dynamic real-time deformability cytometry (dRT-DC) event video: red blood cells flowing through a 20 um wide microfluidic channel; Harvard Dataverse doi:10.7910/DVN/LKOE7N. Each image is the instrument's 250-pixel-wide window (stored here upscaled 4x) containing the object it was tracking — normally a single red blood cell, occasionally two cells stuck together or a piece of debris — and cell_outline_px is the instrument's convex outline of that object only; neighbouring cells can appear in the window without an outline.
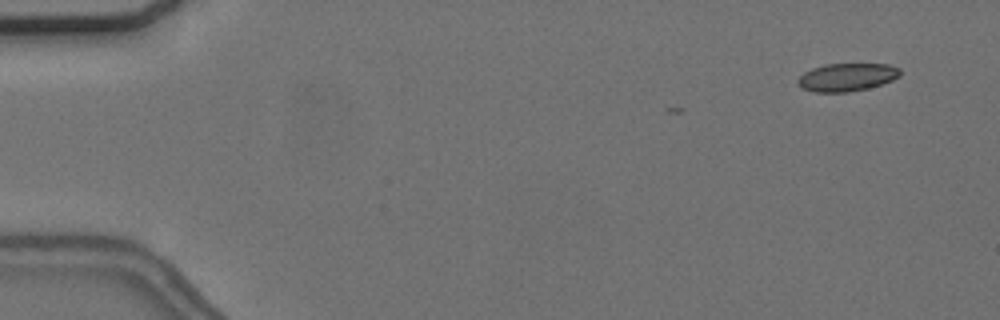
{"species": "common noctule bat (a hibernating species)", "species_latin": "Nyctalus noctula", "temperature_condition": "cold", "stored_images_in_passage": 8, "camera_frame_rate_fps": 3000, "um_per_image_px": 0.085, "animal": {"sex": "female", "body_mass_g": 24.6, "forearm_length_mm": 56.2}, "frame": {"image": 1, "passage_image": 2, "time_ms": 0.333, "image_size_px": [1000, 320], "cell_outline_px": [[900, 76], [892, 80], [868, 88], [848, 92], [816, 92], [800, 88], [796, 80], [804, 72], [812, 68], [824, 64], [888, 64], [900, 68]], "centroid_in_image_um": [71.96, 6.56], "position_along_channel_um": 13.0, "area_um2": 16.7}}